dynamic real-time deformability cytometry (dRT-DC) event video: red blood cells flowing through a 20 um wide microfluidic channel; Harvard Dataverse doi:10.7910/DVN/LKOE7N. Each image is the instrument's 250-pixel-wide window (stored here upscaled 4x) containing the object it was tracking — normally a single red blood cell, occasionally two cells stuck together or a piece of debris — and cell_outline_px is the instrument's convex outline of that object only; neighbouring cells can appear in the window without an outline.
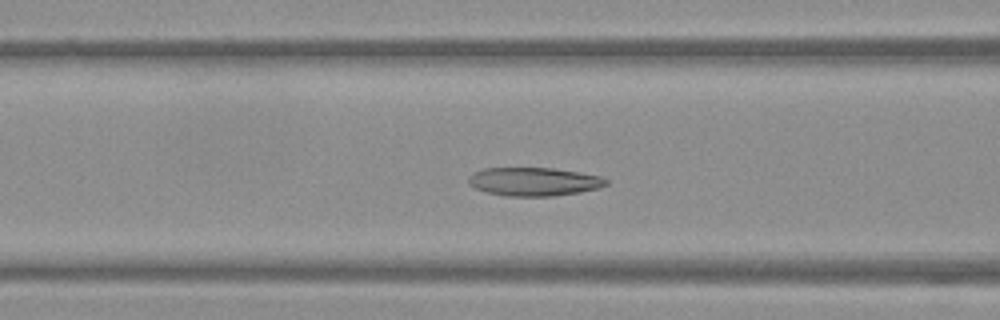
{"species": "Egyptian fruit bat (a non-hibernating species)", "species_latin": "Rousettus aegyptiacus", "temperature_condition": "warm", "stored_images_in_passage": 52, "camera_frame_rate_fps": 3000, "um_per_image_px": 0.085, "frame": {"image": 1, "passage_image": 20, "time_ms": 6.333, "image_size_px": [1000, 320], "cell_outline_px": [[608, 184], [600, 188], [580, 192], [552, 196], [508, 196], [488, 192], [476, 188], [468, 184], [468, 176], [472, 172], [484, 168], [552, 168], [580, 172], [600, 176], [608, 180]], "centroid_in_image_um": [45.39, 15.43], "position_along_channel_um": 121.2, "area_um2": 22.89}}
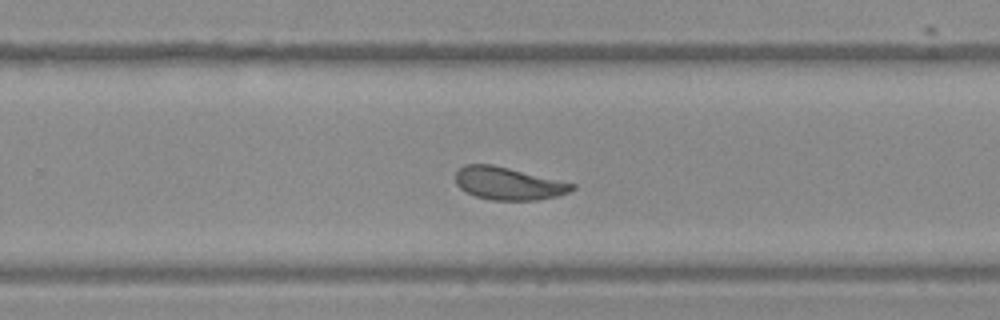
{"frame": {"image": 2, "passage_image": 33, "time_ms": 10.667, "image_size_px": [1000, 320], "cell_outline_px": [[576, 188], [568, 192], [556, 196], [536, 200], [492, 200], [476, 196], [464, 192], [456, 184], [456, 172], [464, 164], [492, 164], [576, 184]], "centroid_in_image_um": [43.18, 15.6], "position_along_channel_um": 286.6, "area_um2": 22.08}}
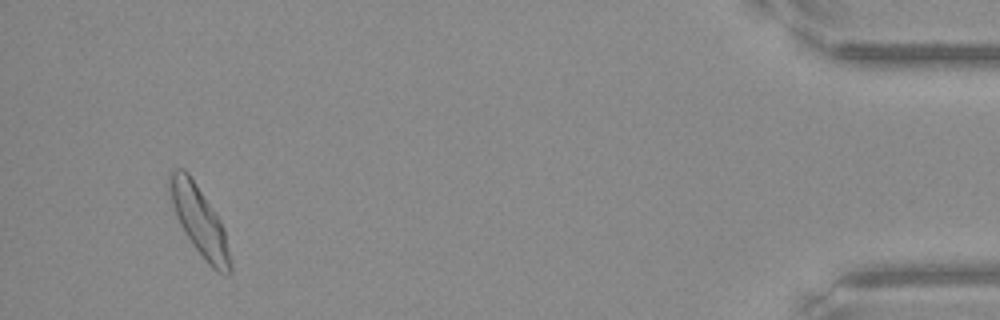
{"frame": {"image": 3, "passage_image": 49, "time_ms": 16.0, "image_size_px": [1000, 320], "cell_outline_px": [[232, 272], [228, 276], [224, 276], [216, 272], [204, 260], [192, 244], [184, 232], [176, 216], [168, 192], [168, 172], [176, 168], [184, 168], [188, 172], [220, 220], [224, 228], [232, 260]], "centroid_in_image_um": [16.96, 18.82], "position_along_channel_um": 418.2, "area_um2": 24.8}, "authors_computed_cell_mechanics": {"area_um2": 23.2645, "velocity_mm_per_s": 3.8206, "shape_relaxation_time_tau1_ms": 4.8207, "shape_relaxation_time_tau2_ms": 1.557, "deformation_change_tau1": 0.156, "deformation_change_tau2": 0.0661}}